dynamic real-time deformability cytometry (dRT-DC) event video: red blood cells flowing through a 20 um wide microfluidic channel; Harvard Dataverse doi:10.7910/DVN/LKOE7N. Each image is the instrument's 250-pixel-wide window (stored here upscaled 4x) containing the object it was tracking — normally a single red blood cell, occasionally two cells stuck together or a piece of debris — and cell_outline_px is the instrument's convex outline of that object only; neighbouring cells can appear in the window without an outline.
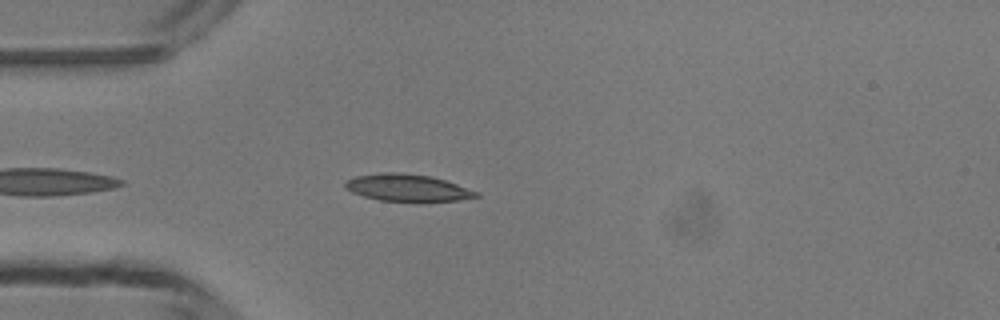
{"species": "common noctule bat (a hibernating species)", "species_latin": "Nyctalus noctula", "temperature_condition": "room temperature", "stored_images_in_passage": 25, "camera_frame_rate_fps": 3000, "um_per_image_px": 0.085, "animal": {"sex": "male", "body_mass_g": 13.3}, "frame": {"image": 1, "passage_image": 4, "time_ms": 1.0, "image_size_px": [1000, 320], "cell_outline_px": [[480, 196], [460, 200], [420, 204], [380, 200], [364, 196], [352, 192], [344, 188], [344, 184], [348, 180], [356, 176], [380, 172], [400, 172], [432, 176], [480, 192]], "centroid_in_image_um": [34.68, 15.99], "position_along_channel_um": 50.3, "area_um2": 21.44}}
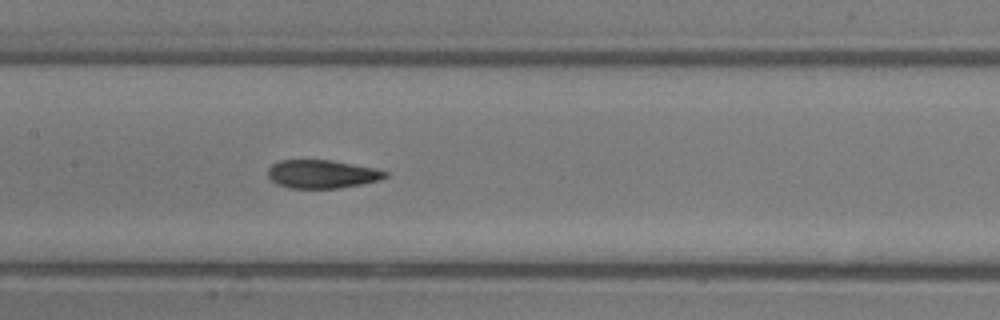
{"frame": {"image": 2, "passage_image": 14, "time_ms": 4.333, "image_size_px": [1000, 320], "cell_outline_px": [[388, 176], [380, 180], [340, 188], [288, 188], [276, 184], [268, 176], [268, 168], [272, 164], [280, 160], [332, 160], [380, 168], [388, 172]], "centroid_in_image_um": [27.41, 14.79], "position_along_channel_um": 180.0, "area_um2": 19.65}}
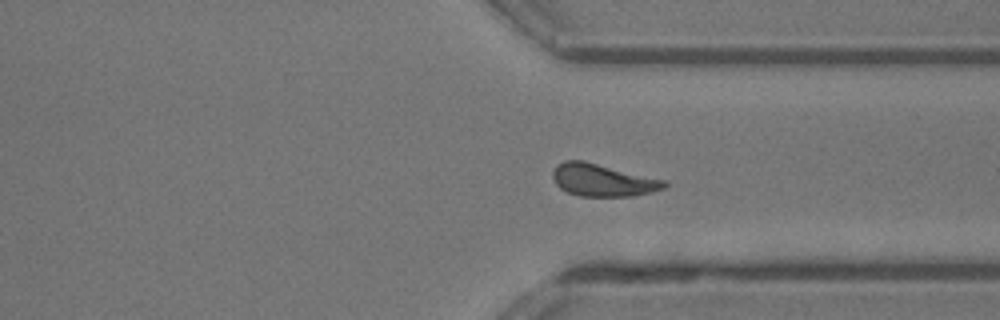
{"frame": {"image": 3, "passage_image": 24, "time_ms": 7.667, "image_size_px": [1000, 320], "cell_outline_px": [[668, 184], [664, 188], [652, 192], [632, 196], [580, 196], [568, 192], [560, 188], [556, 184], [552, 176], [552, 172], [556, 164], [564, 160], [584, 160], [664, 180]], "centroid_in_image_um": [51.19, 15.3], "position_along_channel_um": 360.2, "area_um2": 21.04}}